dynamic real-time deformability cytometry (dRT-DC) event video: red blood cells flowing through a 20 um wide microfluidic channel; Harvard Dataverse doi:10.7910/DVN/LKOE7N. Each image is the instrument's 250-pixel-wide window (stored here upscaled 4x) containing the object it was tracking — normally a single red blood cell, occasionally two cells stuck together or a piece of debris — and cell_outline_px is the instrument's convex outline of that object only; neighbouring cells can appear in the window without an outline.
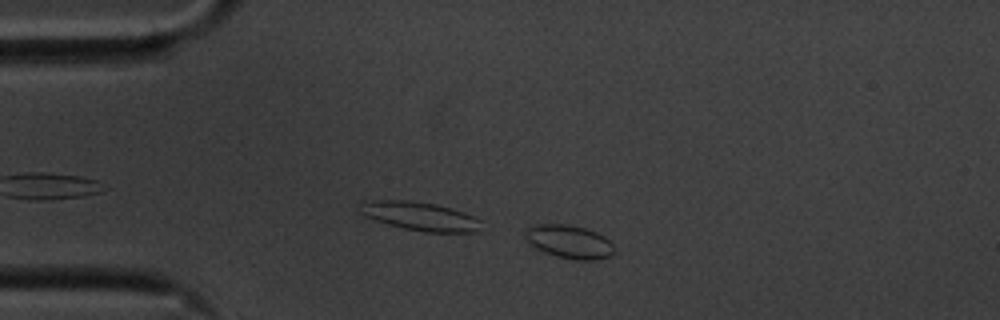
{"species": "common noctule bat (a hibernating species)", "species_latin": "Nyctalus noctula", "temperature_condition": "cold", "stored_images_in_passage": 17, "camera_frame_rate_fps": 3000, "um_per_image_px": 0.085, "animal": {"sex": "male", "body_mass_g": 20.1, "forearm_length_mm": 53.5}, "frame": {"image": 1, "passage_image": 1, "time_ms": 0.0, "image_size_px": [1000, 320], "cell_outline_px": [[616, 248], [608, 256], [596, 260], [576, 260], [556, 256], [544, 252], [536, 248], [524, 236], [524, 232], [528, 228], [536, 224], [564, 224], [584, 228], [596, 232], [604, 236]], "centroid_in_image_um": [48.38, 20.55], "position_along_channel_um": 36.6, "area_um2": 17.11}}